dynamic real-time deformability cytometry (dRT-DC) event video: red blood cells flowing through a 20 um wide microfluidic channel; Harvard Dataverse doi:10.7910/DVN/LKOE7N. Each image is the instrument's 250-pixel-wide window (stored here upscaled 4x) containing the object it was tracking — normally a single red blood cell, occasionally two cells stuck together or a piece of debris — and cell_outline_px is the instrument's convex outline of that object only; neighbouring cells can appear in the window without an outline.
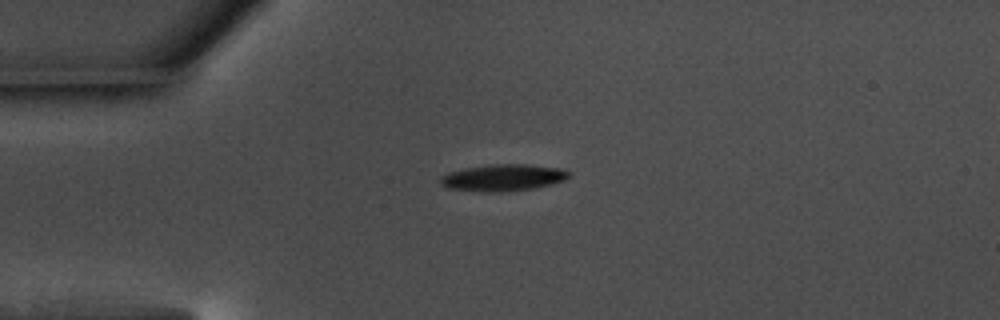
{"species": "common noctule bat (a hibernating species)", "species_latin": "Nyctalus noctula", "temperature_condition": "warm", "stored_images_in_passage": 36, "camera_frame_rate_fps": 3000, "um_per_image_px": 0.085, "animal": {"sex": "male", "body_mass_g": 17.5, "forearm_length_mm": 52.3}, "frame": {"image": 1, "passage_image": 1, "time_ms": 0.0, "image_size_px": [1000, 320], "cell_outline_px": [[568, 176], [564, 180], [532, 188], [500, 192], [484, 192], [448, 188], [440, 184], [440, 176], [448, 172], [464, 168], [492, 164], [528, 164], [564, 168], [568, 172]], "centroid_in_image_um": [42.71, 15.08], "position_along_channel_um": 42.3, "area_um2": 19.94}}
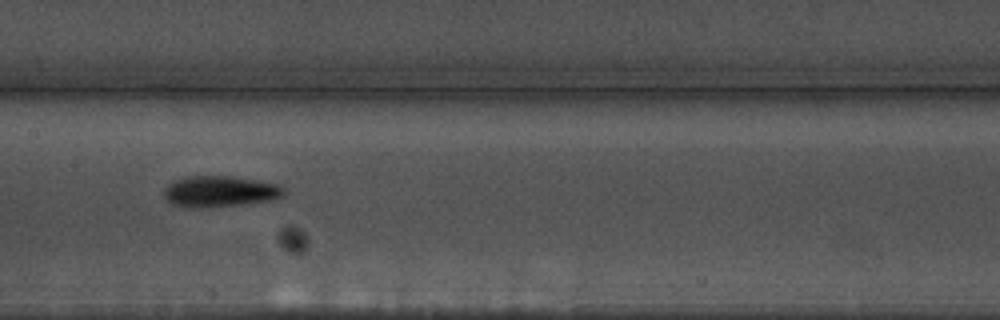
{"frame": {"image": 2, "passage_image": 15, "time_ms": 4.667, "image_size_px": [1000, 320], "cell_outline_px": [[284, 196], [272, 200], [244, 204], [200, 208], [184, 208], [172, 204], [164, 196], [164, 188], [172, 180], [184, 176], [228, 176], [256, 180], [276, 184], [284, 188]], "centroid_in_image_um": [18.64, 16.28], "position_along_channel_um": 188.8, "area_um2": 21.91}}
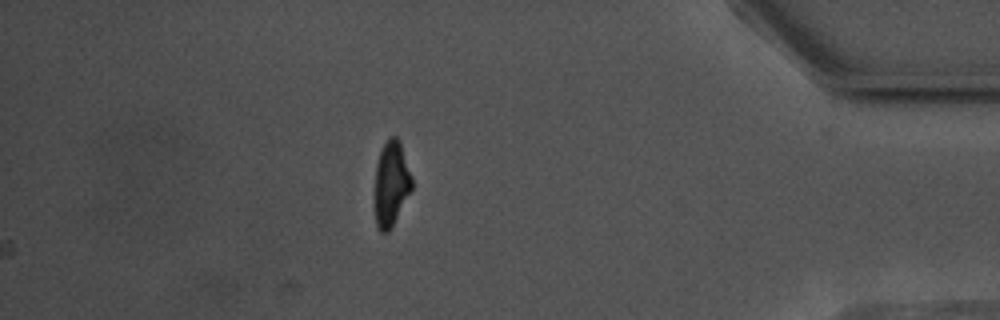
{"frame": {"image": 3, "passage_image": 36, "time_ms": 11.667, "image_size_px": [1000, 320], "cell_outline_px": [[412, 188], [388, 232], [380, 232], [376, 224], [376, 164], [380, 152], [388, 136], [396, 136], [400, 140], [412, 176]], "centroid_in_image_um": [33.27, 15.54], "position_along_channel_um": 401.9, "area_um2": 17.98}, "authors_computed_cell_mechanics": {"area_um2": 19.941, "velocity_mm_per_s": 3.641, "shape_relaxation_time_tau1_ms": 2.3083, "shape_relaxation_time_tau2_ms": 4.0714, "deformation_change_tau1": 0.1301, "deformation_change_tau2": 0.1316}}